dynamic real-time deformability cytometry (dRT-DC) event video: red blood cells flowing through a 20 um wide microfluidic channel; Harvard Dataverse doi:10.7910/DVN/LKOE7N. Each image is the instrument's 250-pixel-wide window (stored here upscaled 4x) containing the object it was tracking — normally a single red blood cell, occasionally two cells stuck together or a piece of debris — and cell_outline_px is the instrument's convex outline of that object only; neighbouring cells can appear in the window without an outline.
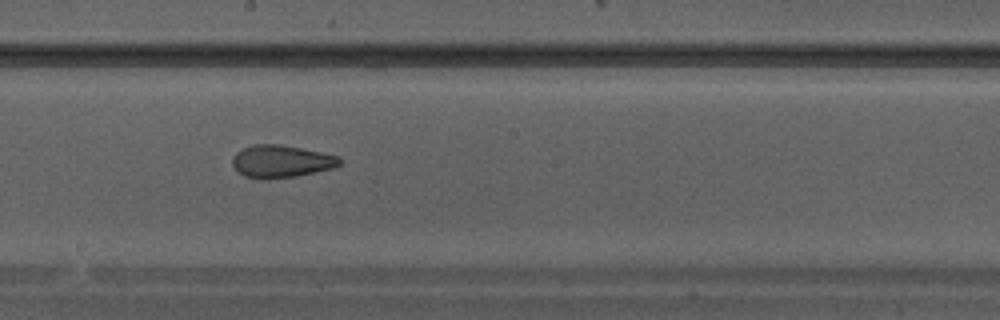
{"species": "Egyptian fruit bat (a non-hibernating species)", "species_latin": "Rousettus aegyptiacus", "temperature_condition": "warm", "stored_images_in_passage": 35, "camera_frame_rate_fps": 3000, "um_per_image_px": 0.085, "animal": {"sex": "male"}, "frame": {"image": 1, "passage_image": 20, "time_ms": 6.333, "image_size_px": [1000, 320], "cell_outline_px": [[340, 164], [332, 168], [316, 172], [296, 176], [244, 176], [232, 164], [232, 156], [236, 152], [252, 144], [276, 144], [300, 148], [340, 156]], "centroid_in_image_um": [23.92, 13.67], "position_along_channel_um": 224.3, "area_um2": 19.48}}